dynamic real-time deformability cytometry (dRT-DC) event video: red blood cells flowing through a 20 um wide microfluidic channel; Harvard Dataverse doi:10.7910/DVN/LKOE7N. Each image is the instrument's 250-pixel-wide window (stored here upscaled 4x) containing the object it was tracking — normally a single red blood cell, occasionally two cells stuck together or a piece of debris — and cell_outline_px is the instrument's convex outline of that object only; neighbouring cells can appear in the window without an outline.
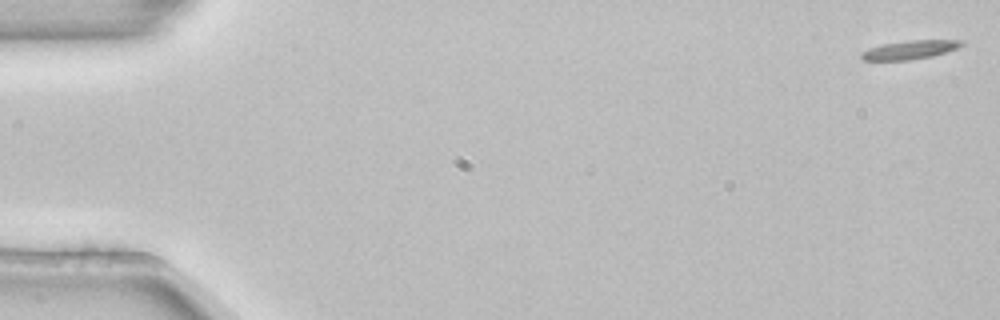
{"species": "common noctule bat (a hibernating species)", "species_latin": "Nyctalus noctula", "temperature_condition": "room temperature", "stored_images_in_passage": 5, "camera_frame_rate_fps": 3000, "um_per_image_px": 0.085, "animal": {"sex": "female", "body_mass_g": 22.7, "forearm_length_mm": 54.2}, "frame": {"image": 1, "passage_image": 1, "time_ms": 0.0, "image_size_px": [1000, 320], "cell_outline_px": [[964, 44], [956, 48], [932, 56], [908, 60], [864, 60], [860, 56], [860, 52], [868, 48], [884, 44], [912, 40], [964, 40]], "centroid_in_image_um": [77.31, 4.23], "position_along_channel_um": 7.7, "area_um2": 10.75}}
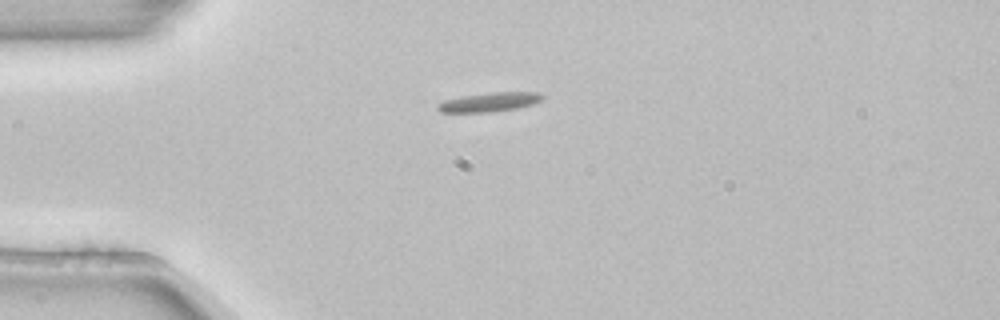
{"frame": {"image": 2, "passage_image": 4, "time_ms": 1.0, "image_size_px": [1000, 320], "cell_outline_px": [[544, 100], [532, 104], [516, 108], [488, 112], [440, 112], [436, 108], [436, 104], [444, 100], [460, 96], [492, 92], [540, 92], [544, 96]], "centroid_in_image_um": [41.59, 8.66], "position_along_channel_um": 43.4, "area_um2": 11.79}}